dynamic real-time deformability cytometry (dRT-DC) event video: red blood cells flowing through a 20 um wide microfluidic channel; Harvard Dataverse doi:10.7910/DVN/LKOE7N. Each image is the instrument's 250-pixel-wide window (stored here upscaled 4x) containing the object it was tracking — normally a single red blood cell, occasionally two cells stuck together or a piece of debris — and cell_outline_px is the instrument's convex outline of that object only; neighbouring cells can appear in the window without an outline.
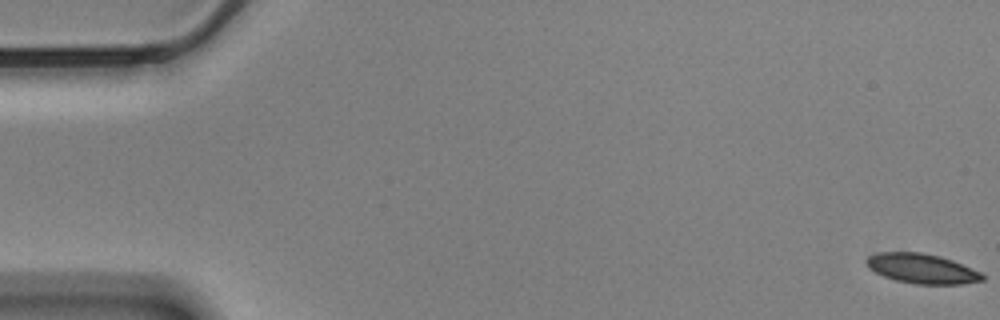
{"species": "Egyptian fruit bat (a non-hibernating species)", "species_latin": "Rousettus aegyptiacus", "temperature_condition": "cold", "stored_images_in_passage": 59, "camera_frame_rate_fps": 3000, "um_per_image_px": 0.085, "animal": {"sex": "male"}, "frame": {"image": 1, "passage_image": 1, "time_ms": 0.0, "image_size_px": [1000, 320], "cell_outline_px": [[984, 280], [960, 284], [916, 284], [896, 280], [884, 276], [868, 268], [864, 260], [868, 256], [876, 252], [920, 252], [940, 256], [952, 260], [980, 272], [984, 276]], "centroid_in_image_um": [78.32, 22.82], "position_along_channel_um": 6.7, "area_um2": 20.06}}
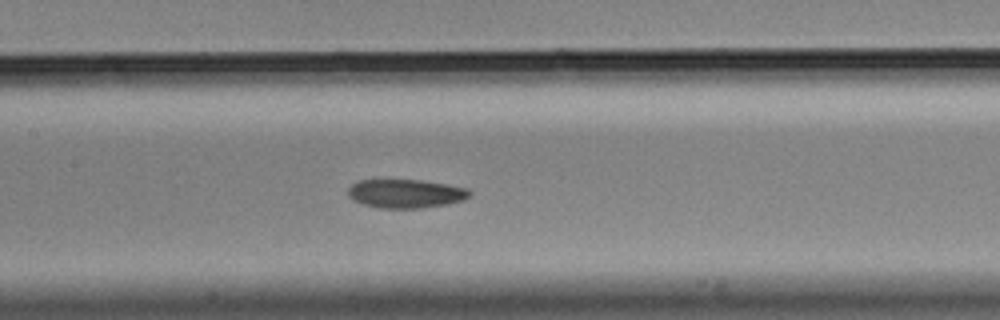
{"frame": {"image": 2, "passage_image": 28, "time_ms": 9.0, "image_size_px": [1000, 320], "cell_outline_px": [[472, 196], [464, 200], [448, 204], [420, 208], [380, 208], [364, 204], [352, 200], [348, 196], [348, 188], [352, 184], [360, 180], [420, 180], [448, 184], [468, 188], [472, 192]], "centroid_in_image_um": [34.53, 16.45], "position_along_channel_um": 172.9, "area_um2": 20.52}}
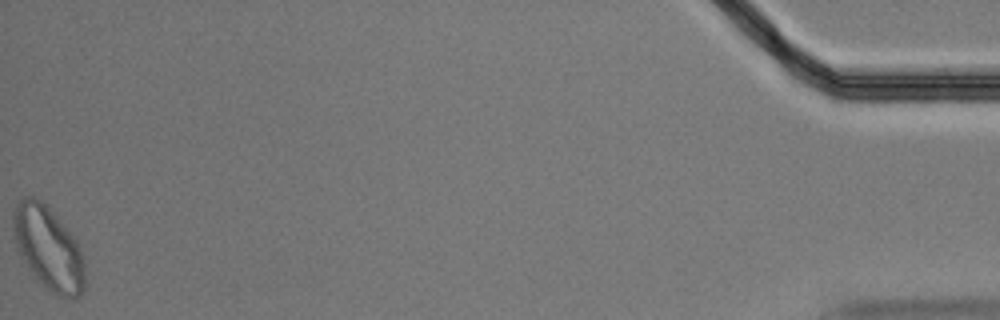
{"frame": {"image": 3, "passage_image": 59, "time_ms": 19.333, "image_size_px": [1000, 320], "cell_outline_px": [[84, 288], [76, 296], [56, 296], [36, 276], [20, 256], [16, 244], [12, 228], [12, 216], [16, 204], [24, 196], [32, 196], [40, 200], [56, 216], [76, 240], [80, 248], [84, 264]], "centroid_in_image_um": [4.08, 21.05], "position_along_channel_um": 431.1, "area_um2": 33.93}, "authors_computed_cell_mechanics": {"area_um2": 21.097, "velocity_mm_per_s": 3.4476, "shape_relaxation_time_tau1_ms": 4.6289, "shape_relaxation_time_tau2_ms": 3.9799, "deformation_change_tau1": 0.1163, "deformation_change_tau2": 0.0907}}